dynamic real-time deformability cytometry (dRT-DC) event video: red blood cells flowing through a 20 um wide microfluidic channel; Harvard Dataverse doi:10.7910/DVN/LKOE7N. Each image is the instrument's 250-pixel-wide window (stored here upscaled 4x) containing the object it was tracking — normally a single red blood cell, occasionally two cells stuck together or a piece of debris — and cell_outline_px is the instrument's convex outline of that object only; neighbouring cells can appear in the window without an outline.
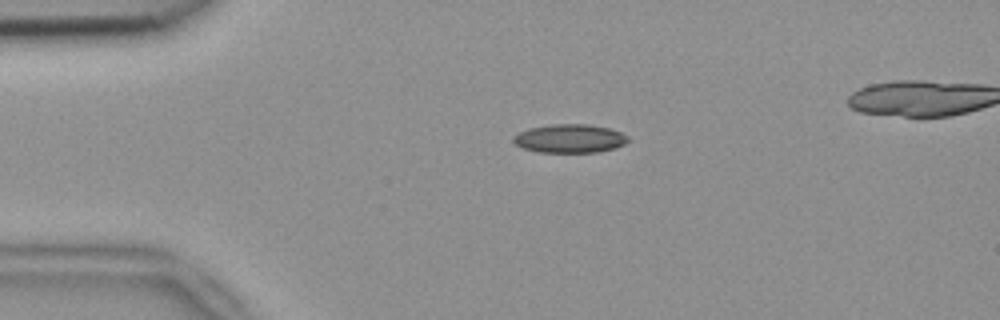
{"species": "common noctule bat (a hibernating species)", "species_latin": "Nyctalus noctula", "temperature_condition": "room temperature", "stored_images_in_passage": 41, "camera_frame_rate_fps": 3000, "um_per_image_px": 0.085, "animal": {"sex": "female", "body_mass_g": 18.4}, "frame": {"image": 1, "passage_image": 2, "time_ms": 0.333, "image_size_px": [1000, 320], "cell_outline_px": [[628, 140], [624, 144], [612, 148], [596, 152], [540, 152], [524, 148], [516, 144], [512, 140], [512, 136], [528, 128], [552, 124], [588, 124], [608, 128], [620, 132], [628, 136]], "centroid_in_image_um": [48.4, 11.76], "position_along_channel_um": 36.6, "area_um2": 18.9}}
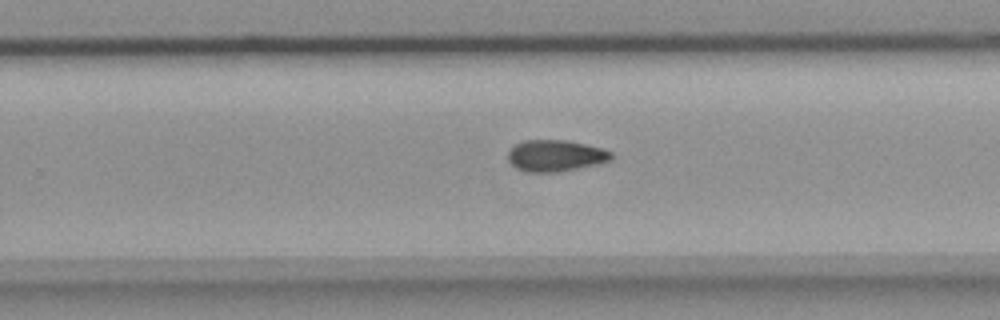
{"frame": {"image": 2, "passage_image": 24, "time_ms": 7.667, "image_size_px": [1000, 320], "cell_outline_px": [[612, 160], [600, 164], [556, 172], [528, 172], [512, 164], [508, 160], [508, 152], [512, 144], [524, 140], [564, 140], [584, 144], [600, 148], [612, 152]], "centroid_in_image_um": [47.21, 13.22], "position_along_channel_um": 282.6, "area_um2": 18.9}}
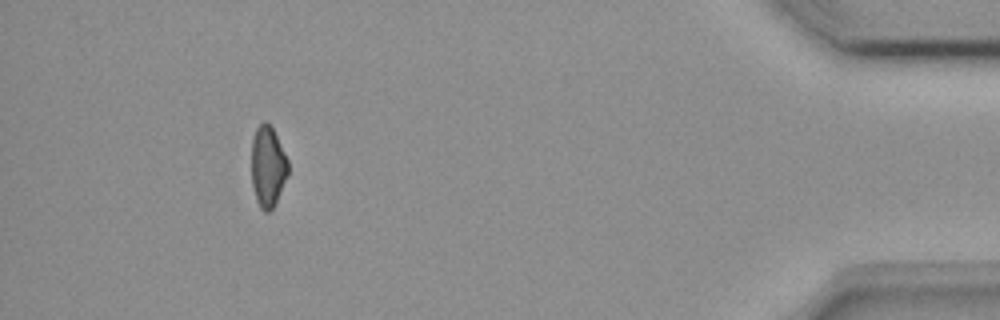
{"frame": {"image": 3, "passage_image": 39, "time_ms": 12.667, "image_size_px": [1000, 320], "cell_outline_px": [[288, 172], [276, 200], [272, 208], [268, 212], [264, 212], [260, 208], [256, 200], [252, 184], [252, 140], [256, 128], [264, 120], [272, 128], [288, 160]], "centroid_in_image_um": [22.74, 14.15], "position_along_channel_um": 412.5, "area_um2": 16.88}}